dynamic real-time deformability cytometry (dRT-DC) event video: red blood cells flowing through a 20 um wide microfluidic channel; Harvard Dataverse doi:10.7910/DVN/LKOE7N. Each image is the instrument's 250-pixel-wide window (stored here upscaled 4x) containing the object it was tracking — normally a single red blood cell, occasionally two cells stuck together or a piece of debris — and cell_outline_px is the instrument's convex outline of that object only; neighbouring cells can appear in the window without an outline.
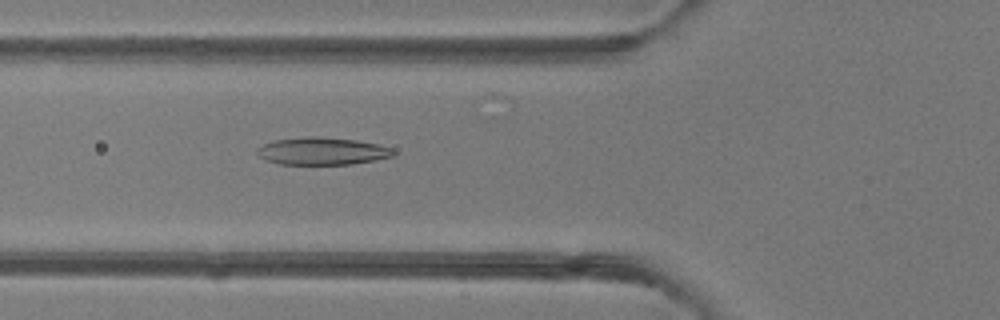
{"species": "common noctule bat (a hibernating species)", "species_latin": "Nyctalus noctula", "temperature_condition": "room temperature", "stored_images_in_passage": 49, "camera_frame_rate_fps": 3000, "um_per_image_px": 0.085, "animal": {"sex": "female"}, "frame": {"image": 1, "passage_image": 18, "time_ms": 5.667, "image_size_px": [1000, 320], "cell_outline_px": [[396, 152], [392, 156], [376, 160], [352, 164], [280, 164], [268, 160], [260, 156], [256, 152], [256, 148], [264, 144], [276, 140], [308, 136], [320, 136], [356, 140], [376, 144], [392, 148]], "centroid_in_image_um": [27.4, 12.84], "position_along_channel_um": 98.4, "area_um2": 21.68}}
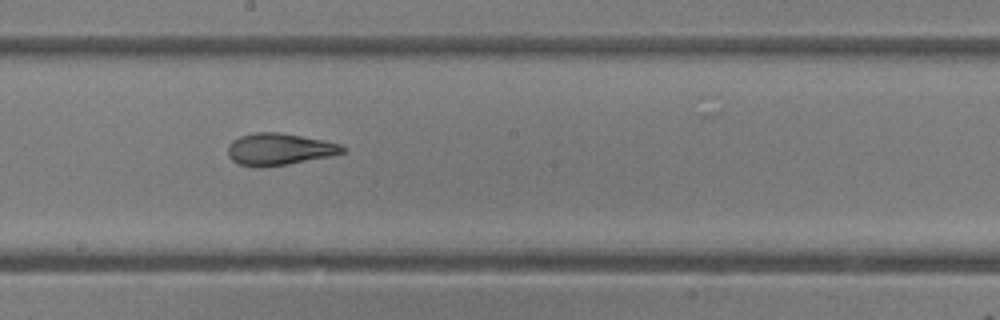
{"frame": {"image": 2, "passage_image": 27, "time_ms": 8.667, "image_size_px": [1000, 320], "cell_outline_px": [[348, 148], [344, 152], [332, 156], [288, 164], [256, 168], [240, 164], [232, 160], [228, 156], [228, 144], [232, 140], [240, 136], [256, 132], [280, 132], [324, 140], [340, 144]], "centroid_in_image_um": [23.74, 12.68], "position_along_channel_um": 224.5, "area_um2": 21.5}}
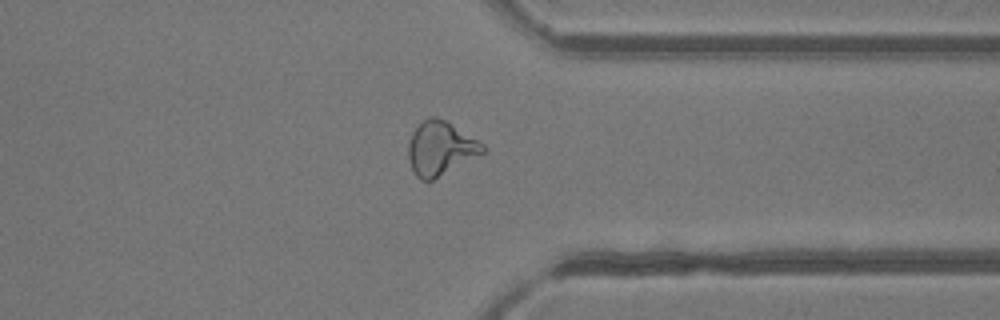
{"frame": {"image": 3, "passage_image": 38, "time_ms": 12.333, "image_size_px": [1000, 320], "cell_outline_px": [[484, 152], [432, 180], [420, 180], [416, 176], [408, 160], [408, 144], [412, 132], [428, 116], [436, 116], [444, 120], [484, 144]], "centroid_in_image_um": [37.39, 12.61], "position_along_channel_um": 374.0, "area_um2": 22.83}, "authors_computed_cell_mechanics": {"area_um2": 22.8888, "velocity_mm_per_s": 4.1761, "shape_relaxation_time_tau1_ms": 7.7829, "shape_relaxation_time_tau2_ms": 1.5569, "deformation_change_tau1": 0.2523, "deformation_change_tau2": 0.0869}}